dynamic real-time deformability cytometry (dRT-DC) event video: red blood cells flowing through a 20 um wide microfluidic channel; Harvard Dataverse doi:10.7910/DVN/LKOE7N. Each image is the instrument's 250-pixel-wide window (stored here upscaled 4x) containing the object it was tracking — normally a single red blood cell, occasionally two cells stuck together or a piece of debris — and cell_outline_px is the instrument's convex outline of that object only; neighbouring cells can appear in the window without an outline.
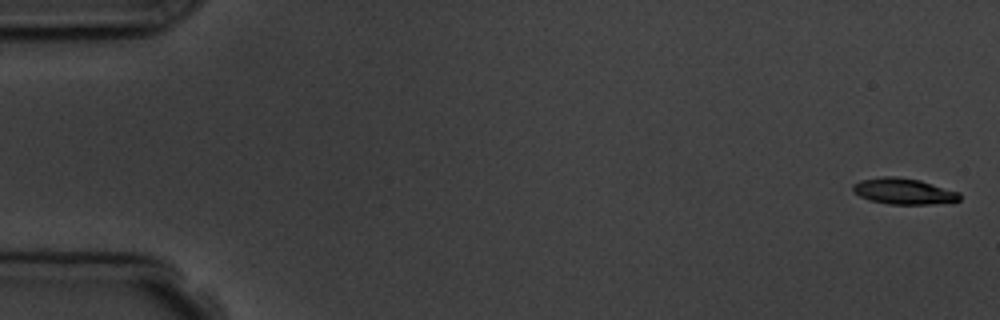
{"species": "common noctule bat (a hibernating species)", "species_latin": "Nyctalus noctula", "temperature_condition": "room temperature", "stored_images_in_passage": 6, "camera_frame_rate_fps": 3000, "um_per_image_px": 0.085, "animal": {"sex": "male", "body_mass_g": 19.5, "forearm_length_mm": 54.6}, "frame": {"image": 1, "passage_image": 1, "time_ms": 0.0, "image_size_px": [1000, 320], "cell_outline_px": [[960, 200], [932, 204], [888, 204], [868, 200], [852, 192], [852, 184], [860, 180], [884, 176], [896, 176], [920, 180], [960, 192]], "centroid_in_image_um": [76.77, 16.25], "position_along_channel_um": 8.2, "area_um2": 16.3}}
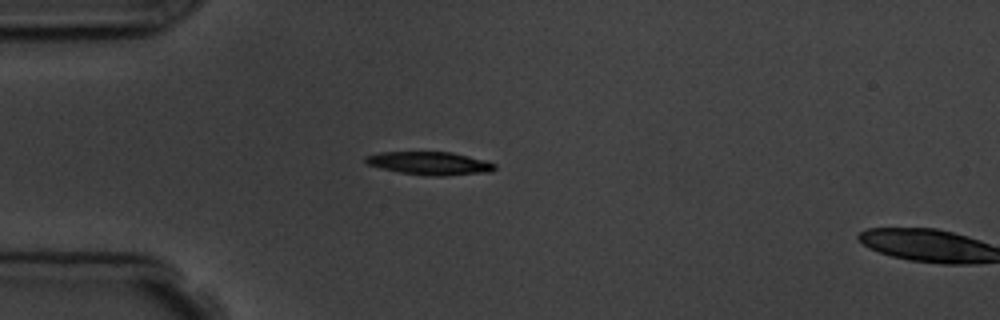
{"frame": {"image": 2, "passage_image": 5, "time_ms": 4.667, "image_size_px": [1000, 320], "cell_outline_px": [[496, 168], [492, 172], [440, 176], [436, 176], [400, 172], [380, 168], [368, 164], [364, 160], [364, 156], [380, 152], [452, 152], [488, 160], [496, 164]], "centroid_in_image_um": [36.58, 13.87], "position_along_channel_um": 48.4, "area_um2": 17.46}}